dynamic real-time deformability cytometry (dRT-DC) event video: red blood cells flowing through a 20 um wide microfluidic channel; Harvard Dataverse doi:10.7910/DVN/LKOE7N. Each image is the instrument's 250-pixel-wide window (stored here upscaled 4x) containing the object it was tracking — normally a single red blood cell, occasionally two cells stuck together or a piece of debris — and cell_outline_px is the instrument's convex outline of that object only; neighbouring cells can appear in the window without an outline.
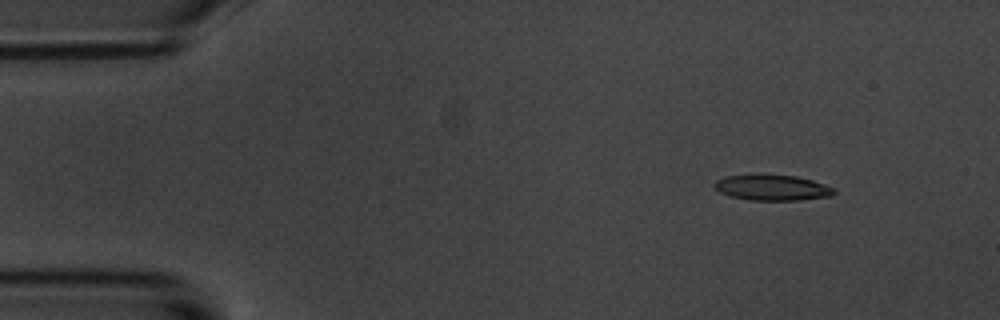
{"species": "common noctule bat (a hibernating species)", "species_latin": "Nyctalus noctula", "temperature_condition": "room temperature", "stored_images_in_passage": 7, "camera_frame_rate_fps": 3000, "um_per_image_px": 0.085, "animal": {"sex": "male", "body_mass_g": 20.1, "forearm_length_mm": 53.5}, "frame": {"image": 1, "passage_image": 2, "time_ms": 1.333, "image_size_px": [1000, 320], "cell_outline_px": [[836, 192], [832, 196], [800, 200], [752, 200], [732, 196], [720, 192], [712, 184], [716, 180], [724, 176], [756, 172], [796, 176], [812, 180], [836, 188]], "centroid_in_image_um": [65.63, 15.91], "position_along_channel_um": 19.4, "area_um2": 18.5}}
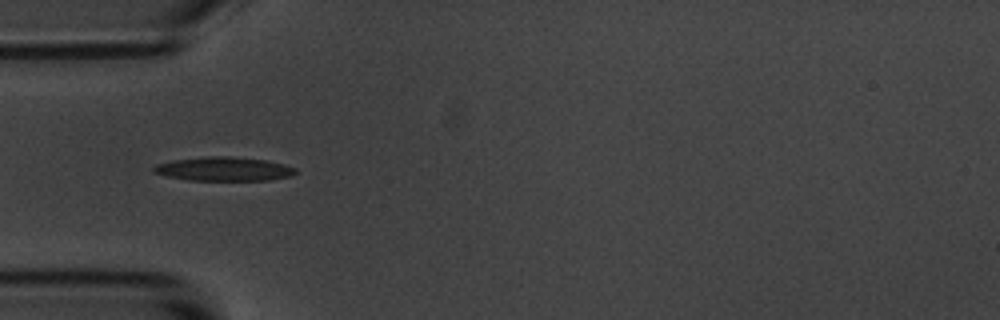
{"frame": {"image": 2, "passage_image": 5, "time_ms": 5.0, "image_size_px": [1000, 320], "cell_outline_px": [[296, 172], [288, 176], [268, 180], [188, 180], [168, 176], [152, 172], [152, 168], [156, 164], [172, 160], [204, 156], [228, 156], [268, 160], [284, 164], [296, 168]], "centroid_in_image_um": [18.99, 14.35], "position_along_channel_um": 66.0, "area_um2": 19.77}}
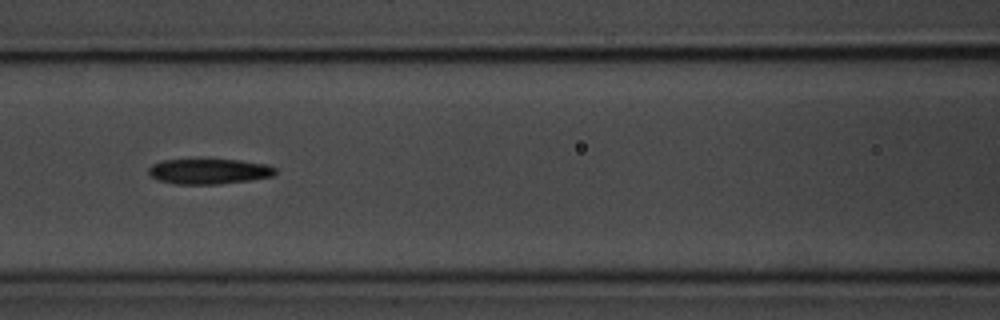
{"frame": {"image": 3, "passage_image": 7, "time_ms": 7.333, "image_size_px": [1000, 320], "cell_outline_px": [[276, 172], [272, 176], [248, 180], [216, 184], [176, 184], [156, 180], [148, 172], [148, 168], [152, 164], [164, 160], [240, 160], [268, 164], [276, 168]], "centroid_in_image_um": [17.75, 14.56], "position_along_channel_um": 148.8, "area_um2": 18.55}}